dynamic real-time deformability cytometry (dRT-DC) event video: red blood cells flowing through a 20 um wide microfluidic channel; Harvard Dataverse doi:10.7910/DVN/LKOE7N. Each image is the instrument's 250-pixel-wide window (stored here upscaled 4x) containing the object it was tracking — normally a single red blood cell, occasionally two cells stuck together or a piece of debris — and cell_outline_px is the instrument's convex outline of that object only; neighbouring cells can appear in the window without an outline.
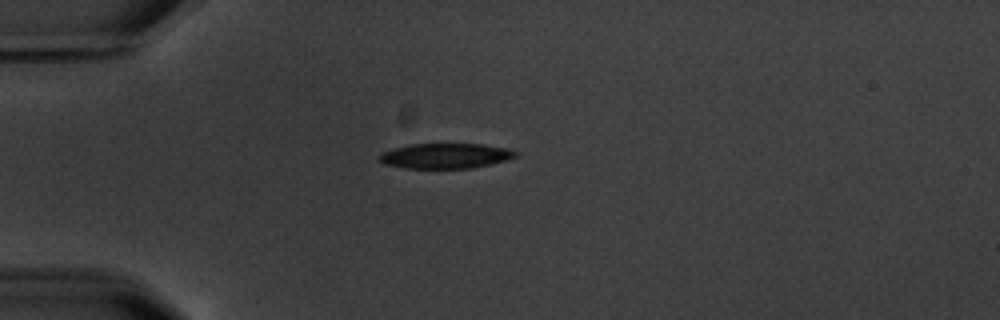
{"species": "common noctule bat (a hibernating species)", "species_latin": "Nyctalus noctula", "temperature_condition": "warm", "stored_images_in_passage": 7, "camera_frame_rate_fps": 3000, "um_per_image_px": 0.085, "animal": {"sex": "male", "body_mass_g": 20.1, "forearm_length_mm": 53.5}, "frame": {"image": 1, "passage_image": 7, "time_ms": 7.0, "image_size_px": [1000, 320], "cell_outline_px": [[520, 152], [516, 156], [508, 160], [492, 164], [472, 168], [404, 168], [384, 164], [376, 156], [380, 152], [392, 148], [412, 144], [484, 144], [508, 148]], "centroid_in_image_um": [37.87, 13.24], "position_along_channel_um": 47.1, "area_um2": 20.29}}